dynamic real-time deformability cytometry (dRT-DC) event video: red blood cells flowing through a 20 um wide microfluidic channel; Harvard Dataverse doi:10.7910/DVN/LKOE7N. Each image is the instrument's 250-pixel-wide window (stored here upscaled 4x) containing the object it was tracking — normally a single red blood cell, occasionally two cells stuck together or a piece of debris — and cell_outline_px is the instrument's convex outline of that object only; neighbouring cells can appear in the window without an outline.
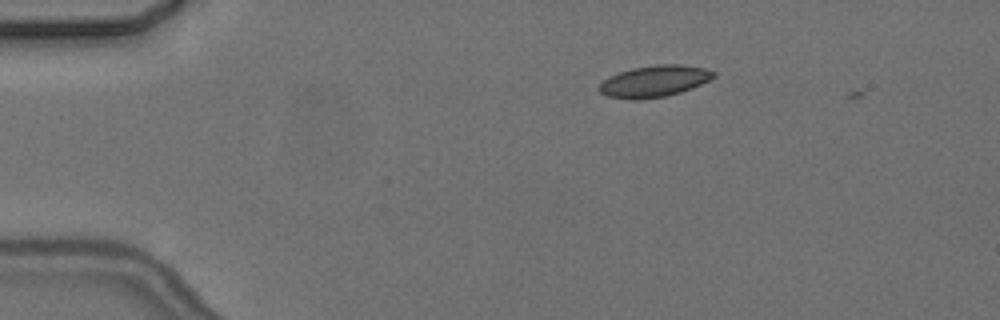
{"species": "common noctule bat (a hibernating species)", "species_latin": "Nyctalus noctula", "temperature_condition": "cold", "stored_images_in_passage": 2, "camera_frame_rate_fps": 3000, "um_per_image_px": 0.085, "animal": {"sex": "female", "body_mass_g": 24.6, "forearm_length_mm": 56.2}, "frame": {"image": 1, "passage_image": 1, "time_ms": 0.0, "image_size_px": [1000, 320], "cell_outline_px": [[716, 76], [692, 88], [680, 92], [664, 96], [636, 100], [608, 96], [600, 92], [596, 88], [604, 80], [620, 72], [632, 68], [656, 64], [680, 64], [704, 68], [716, 72]], "centroid_in_image_um": [55.62, 6.89], "position_along_channel_um": 29.4, "area_um2": 20.81}}